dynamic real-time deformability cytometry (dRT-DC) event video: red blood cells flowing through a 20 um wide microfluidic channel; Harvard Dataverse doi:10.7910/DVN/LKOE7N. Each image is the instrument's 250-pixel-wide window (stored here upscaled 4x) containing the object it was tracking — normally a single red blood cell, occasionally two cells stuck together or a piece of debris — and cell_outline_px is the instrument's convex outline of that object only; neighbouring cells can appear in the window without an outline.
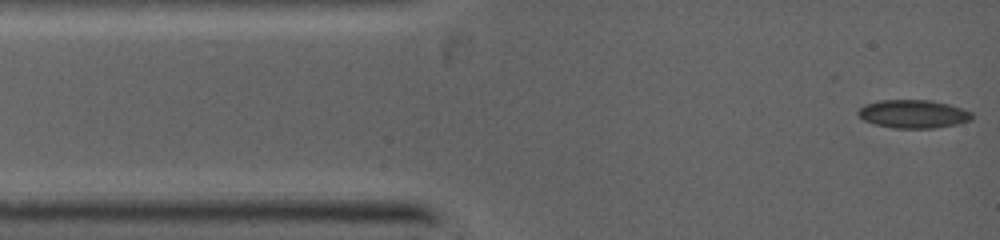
{"species": "common noctule bat (a hibernating species)", "species_latin": "Nyctalus noctula", "temperature_condition": "warm", "stored_images_in_passage": 9, "camera_frame_rate_fps": 5000, "um_per_image_px": 0.085, "animal": {"sex": "female", "body_mass_g": 19.0, "forearm_length_mm": 53.3}, "frame": {"image": 1, "passage_image": 1, "time_ms": 0.0, "image_size_px": [1000, 240], "cell_outline_px": [[972, 120], [956, 124], [932, 128], [892, 128], [876, 124], [864, 120], [856, 112], [864, 104], [880, 100], [932, 100], [948, 104], [972, 112]], "centroid_in_image_um": [77.62, 9.68], "position_along_channel_um": 7.4, "area_um2": 18.67}}
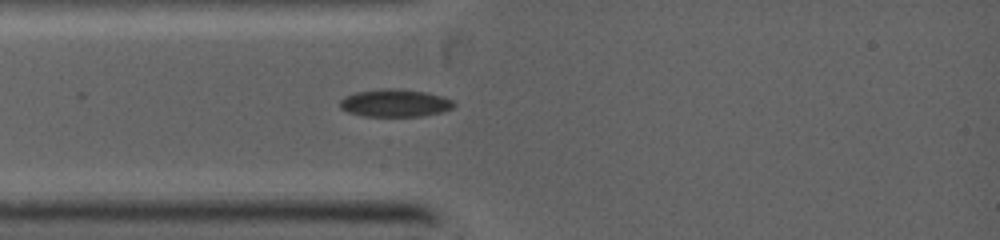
{"frame": {"image": 2, "passage_image": 6, "time_ms": 2.2, "image_size_px": [1000, 240], "cell_outline_px": [[456, 104], [452, 108], [440, 112], [420, 116], [364, 116], [348, 112], [340, 108], [340, 100], [344, 96], [356, 92], [380, 88], [396, 88], [424, 92], [440, 96], [452, 100]], "centroid_in_image_um": [33.53, 8.75], "position_along_channel_um": 51.5, "area_um2": 18.26}}
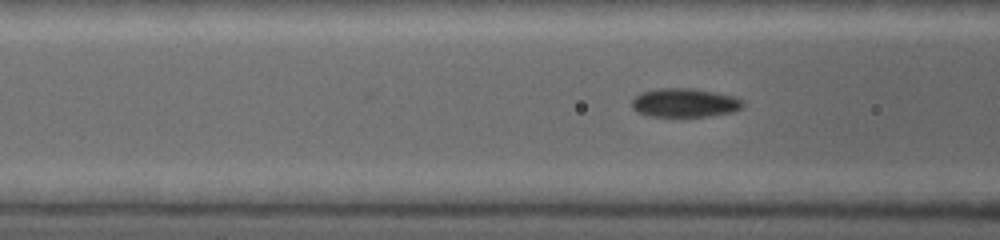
{"frame": {"image": 3, "passage_image": 9, "time_ms": 3.4, "image_size_px": [1000, 240], "cell_outline_px": [[744, 104], [740, 108], [732, 112], [708, 116], [648, 116], [636, 112], [632, 108], [632, 100], [640, 92], [660, 88], [692, 88], [736, 96], [744, 100]], "centroid_in_image_um": [58.19, 8.73], "position_along_channel_um": 108.4, "area_um2": 18.73}}